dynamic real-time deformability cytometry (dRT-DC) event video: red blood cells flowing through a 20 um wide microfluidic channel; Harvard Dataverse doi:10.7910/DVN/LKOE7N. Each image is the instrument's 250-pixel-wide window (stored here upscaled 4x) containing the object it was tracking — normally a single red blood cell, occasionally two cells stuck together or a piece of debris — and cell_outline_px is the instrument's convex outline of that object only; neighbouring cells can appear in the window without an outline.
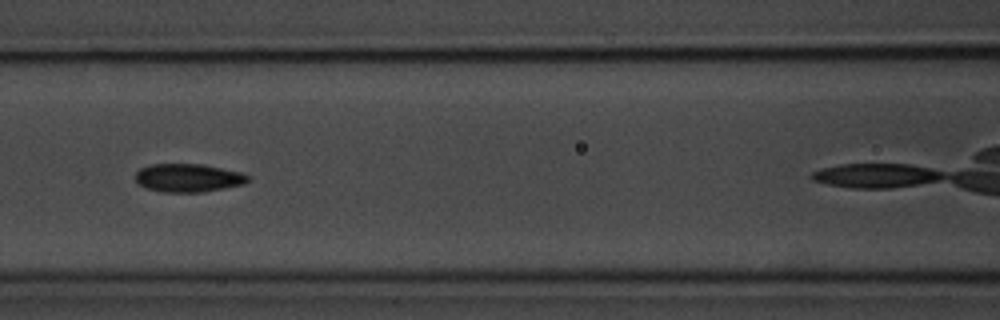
{"species": "common noctule bat (a hibernating species)", "species_latin": "Nyctalus noctula", "temperature_condition": "room temperature", "stored_images_in_passage": 8, "camera_frame_rate_fps": 3000, "um_per_image_px": 0.085, "animal": {"sex": "male", "body_mass_g": 20.1, "forearm_length_mm": 53.5}, "frame": {"image": 1, "passage_image": 5, "time_ms": 4.667, "image_size_px": [1000, 320], "cell_outline_px": [[252, 176], [244, 184], [224, 188], [200, 192], [164, 192], [148, 188], [140, 184], [136, 180], [136, 172], [140, 168], [148, 164], [204, 164], [244, 172]], "centroid_in_image_um": [16.05, 15.1], "position_along_channel_um": 150.5, "area_um2": 18.67}}